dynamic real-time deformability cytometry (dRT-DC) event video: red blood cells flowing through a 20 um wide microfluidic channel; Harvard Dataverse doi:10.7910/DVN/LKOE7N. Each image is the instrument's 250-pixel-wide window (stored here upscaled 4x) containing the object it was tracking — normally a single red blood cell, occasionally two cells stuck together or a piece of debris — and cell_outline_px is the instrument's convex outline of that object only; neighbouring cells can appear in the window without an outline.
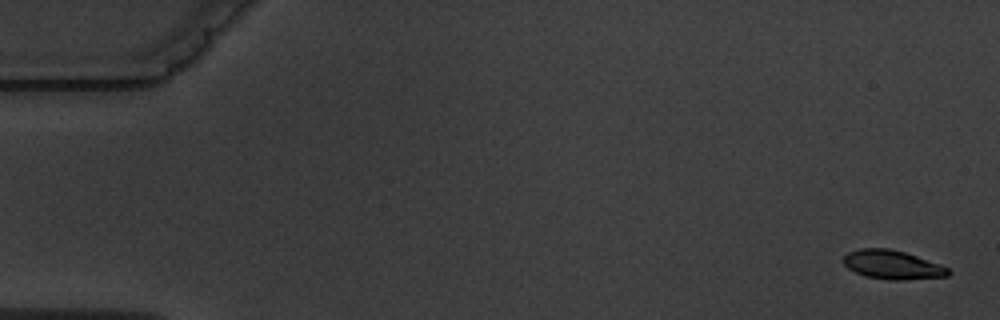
{"species": "common noctule bat (a hibernating species)", "species_latin": "Nyctalus noctula", "temperature_condition": "warm", "stored_images_in_passage": 15, "camera_frame_rate_fps": 3000, "um_per_image_px": 0.085, "animal": {"sex": "male", "body_mass_g": 19.5, "forearm_length_mm": 54.6}, "frame": {"image": 1, "passage_image": 1, "time_ms": 0.0, "image_size_px": [1000, 320], "cell_outline_px": [[952, 272], [948, 276], [904, 280], [892, 280], [864, 276], [848, 268], [844, 264], [844, 256], [848, 252], [860, 248], [888, 248], [904, 252], [940, 264], [948, 268]], "centroid_in_image_um": [75.86, 22.51], "position_along_channel_um": 9.1, "area_um2": 17.57}}
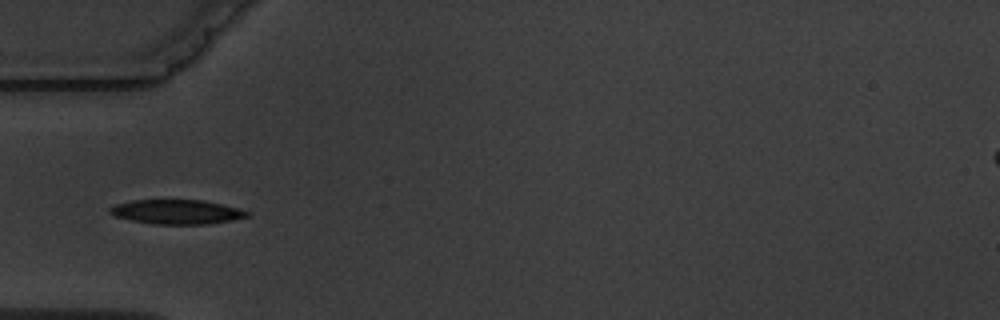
{"frame": {"image": 2, "passage_image": 5, "time_ms": 5.667, "image_size_px": [1000, 320], "cell_outline_px": [[252, 212], [248, 216], [232, 220], [204, 224], [152, 224], [112, 216], [108, 212], [108, 208], [116, 204], [132, 200], [204, 200], [224, 204]], "centroid_in_image_um": [15.01, 18.0], "position_along_channel_um": 70.0, "area_um2": 19.65}, "authors_computed_cell_mechanics": {"area_um2": 18.8428, "velocity_mm_per_s": 3.6004, "shape_relaxation_time_tau1_ms": 1.6505, "shape_relaxation_time_tau2_ms": 4.0746, "deformation_change_tau1": 0.0935, "deformation_change_tau2": 0.0793}}